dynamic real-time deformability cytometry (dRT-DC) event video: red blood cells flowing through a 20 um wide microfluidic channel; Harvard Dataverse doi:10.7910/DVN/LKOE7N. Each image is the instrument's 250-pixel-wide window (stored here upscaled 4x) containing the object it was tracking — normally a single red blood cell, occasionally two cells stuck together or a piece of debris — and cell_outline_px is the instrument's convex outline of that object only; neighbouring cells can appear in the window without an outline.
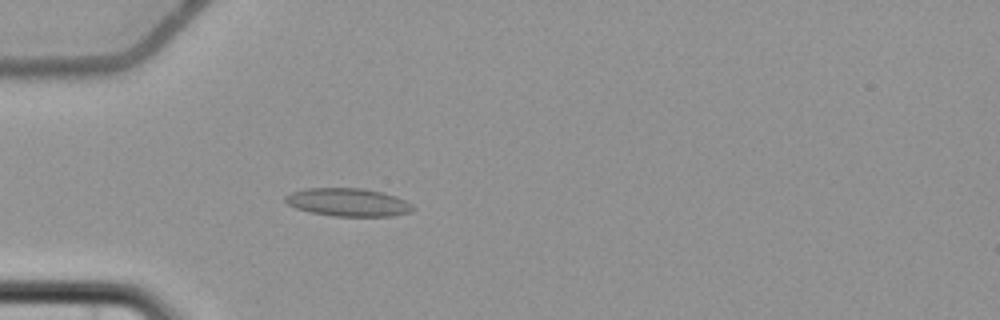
{"species": "common noctule bat (a hibernating species)", "species_latin": "Nyctalus noctula", "temperature_condition": "cold", "stored_images_in_passage": 4, "camera_frame_rate_fps": 3000, "um_per_image_px": 0.085, "animal": {"sex": "female", "body_mass_g": 22.7, "forearm_length_mm": 54.2}, "frame": {"image": 1, "passage_image": 4, "time_ms": 3.667, "image_size_px": [1000, 320], "cell_outline_px": [[416, 208], [408, 212], [392, 216], [336, 216], [312, 212], [296, 208], [288, 204], [284, 200], [284, 196], [292, 192], [304, 188], [360, 188], [384, 192], [396, 196], [412, 204]], "centroid_in_image_um": [29.59, 17.18], "position_along_channel_um": 55.4, "area_um2": 20.81}}